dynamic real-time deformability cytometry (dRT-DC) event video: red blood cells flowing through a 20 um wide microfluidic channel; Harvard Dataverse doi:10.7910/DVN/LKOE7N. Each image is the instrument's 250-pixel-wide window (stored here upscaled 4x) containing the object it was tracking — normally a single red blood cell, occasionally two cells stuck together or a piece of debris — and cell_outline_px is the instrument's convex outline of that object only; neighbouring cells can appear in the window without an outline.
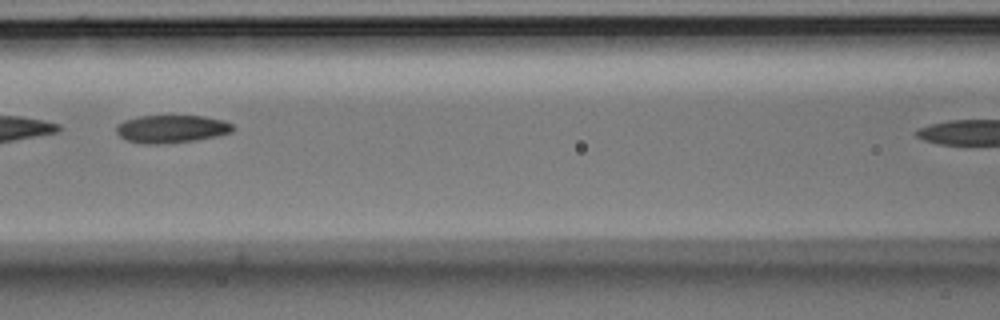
{"species": "Egyptian fruit bat (a non-hibernating species)", "species_latin": "Rousettus aegyptiacus", "temperature_condition": "room temperature", "stored_images_in_passage": 8, "camera_frame_rate_fps": 3000, "um_per_image_px": 0.085, "animal": {"sex": "male"}, "frame": {"image": 1, "passage_image": 4, "time_ms": 1.0, "image_size_px": [1000, 320], "cell_outline_px": [[236, 128], [232, 132], [220, 136], [196, 140], [156, 144], [144, 144], [128, 140], [120, 136], [116, 132], [116, 124], [124, 120], [140, 116], [204, 116], [224, 120], [232, 124]], "centroid_in_image_um": [14.61, 10.95], "position_along_channel_um": 152.0, "area_um2": 19.02}}
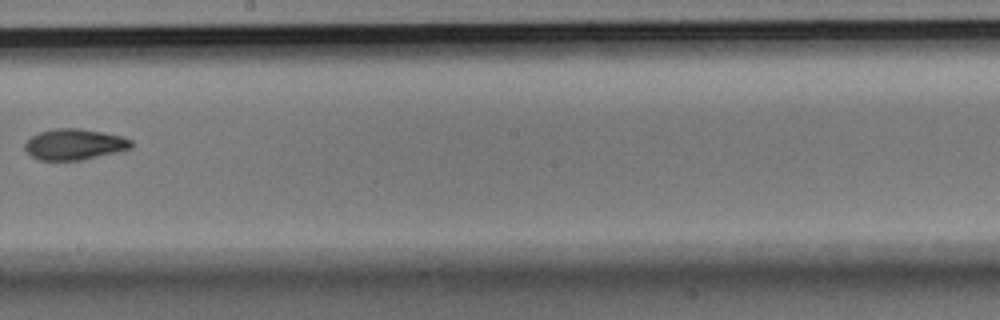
{"frame": {"image": 2, "passage_image": 7, "time_ms": 2.0, "image_size_px": [1000, 320], "cell_outline_px": [[132, 148], [116, 152], [80, 160], [40, 160], [32, 156], [24, 148], [24, 144], [32, 136], [40, 132], [56, 128], [80, 128], [120, 136], [132, 140]], "centroid_in_image_um": [6.31, 12.27], "position_along_channel_um": 241.9, "area_um2": 18.9}}
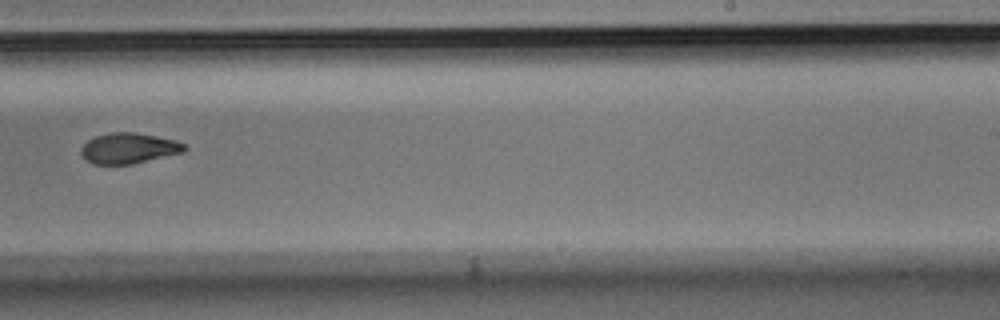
{"frame": {"image": 3, "passage_image": 8, "time_ms": 2.333, "image_size_px": [1000, 320], "cell_outline_px": [[188, 148], [184, 152], [132, 164], [92, 164], [84, 160], [80, 152], [80, 148], [88, 140], [96, 136], [108, 132], [136, 132], [176, 140], [184, 144]], "centroid_in_image_um": [10.92, 12.6], "position_along_channel_um": 278.1, "area_um2": 18.61}}